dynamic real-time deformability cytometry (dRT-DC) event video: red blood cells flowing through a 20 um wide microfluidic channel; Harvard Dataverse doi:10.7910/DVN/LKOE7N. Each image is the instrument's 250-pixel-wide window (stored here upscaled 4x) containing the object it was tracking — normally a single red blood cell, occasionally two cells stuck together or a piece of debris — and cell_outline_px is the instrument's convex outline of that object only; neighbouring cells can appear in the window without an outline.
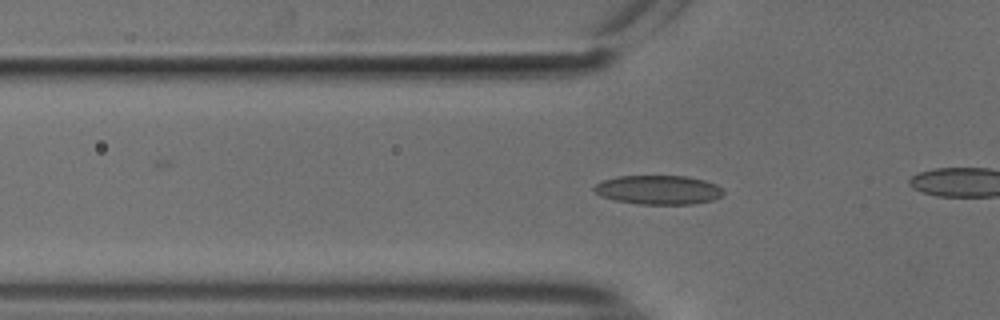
{"species": "common noctule bat (a hibernating species)", "species_latin": "Nyctalus noctula", "temperature_condition": "cold", "stored_images_in_passage": 40, "camera_frame_rate_fps": 3000, "um_per_image_px": 0.085, "animal": {"sex": "male", "body_mass_g": 18.8}, "frame": {"image": 1, "passage_image": 14, "time_ms": 4.333, "image_size_px": [1000, 320], "cell_outline_px": [[724, 192], [720, 196], [712, 200], [692, 204], [640, 204], [616, 200], [600, 196], [592, 188], [596, 184], [604, 180], [620, 176], [688, 176], [704, 180], [716, 184], [724, 188]], "centroid_in_image_um": [55.99, 16.13], "position_along_channel_um": 69.8, "area_um2": 21.85}}
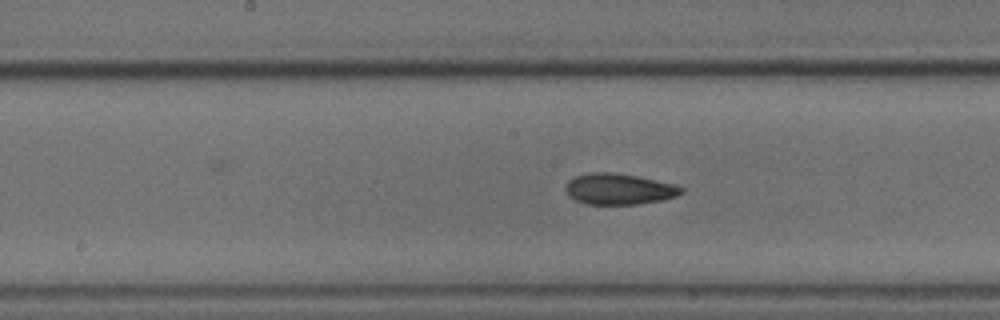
{"frame": {"image": 2, "passage_image": 24, "time_ms": 7.667, "image_size_px": [1000, 320], "cell_outline_px": [[684, 192], [676, 196], [664, 200], [640, 204], [584, 204], [568, 196], [564, 192], [564, 188], [568, 180], [576, 176], [592, 172], [608, 172], [636, 176], [676, 184], [684, 188]], "centroid_in_image_um": [52.61, 16.08], "position_along_channel_um": 195.6, "area_um2": 21.1}}
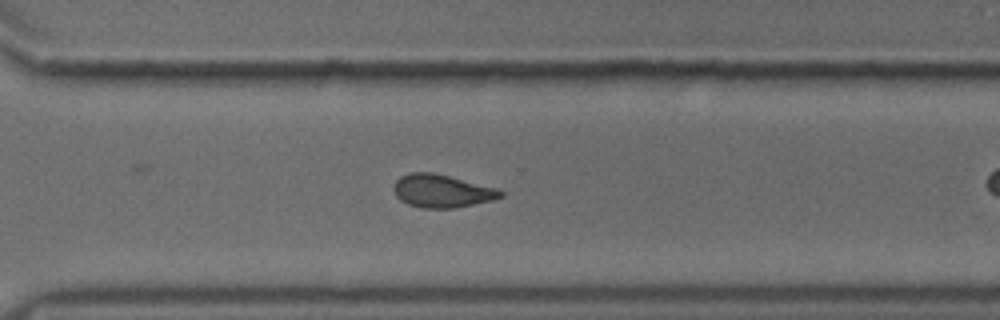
{"frame": {"image": 3, "passage_image": 35, "time_ms": 11.333, "image_size_px": [1000, 320], "cell_outline_px": [[504, 196], [492, 200], [456, 208], [424, 208], [408, 204], [400, 200], [396, 196], [392, 188], [396, 180], [400, 176], [408, 172], [432, 172], [496, 188], [504, 192]], "centroid_in_image_um": [37.52, 16.23], "position_along_channel_um": 333.1, "area_um2": 20.52}}